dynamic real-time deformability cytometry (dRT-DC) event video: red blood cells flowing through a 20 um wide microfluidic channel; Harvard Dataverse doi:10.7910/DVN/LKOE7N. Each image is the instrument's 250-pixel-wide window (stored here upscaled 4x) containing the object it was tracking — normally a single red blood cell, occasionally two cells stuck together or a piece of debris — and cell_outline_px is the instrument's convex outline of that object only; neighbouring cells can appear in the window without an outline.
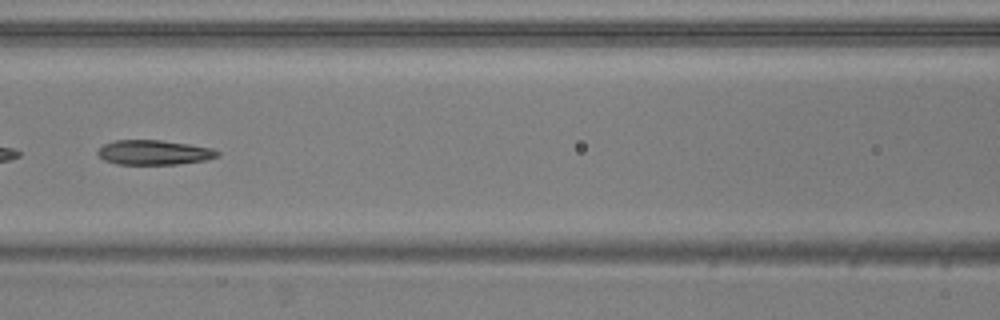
{"species": "common noctule bat (a hibernating species)", "species_latin": "Nyctalus noctula", "temperature_condition": "warm", "stored_images_in_passage": 38, "camera_frame_rate_fps": 3000, "um_per_image_px": 0.085, "animal": {"sex": "male", "body_mass_g": 20.5, "forearm_length_mm": 52.5}, "frame": {"image": 1, "passage_image": 12, "time_ms": 3.667, "image_size_px": [1000, 320], "cell_outline_px": [[220, 156], [204, 160], [176, 164], [116, 164], [104, 160], [96, 152], [104, 144], [116, 140], [160, 140], [188, 144], [212, 148], [220, 152]], "centroid_in_image_um": [13.09, 12.96], "position_along_channel_um": 153.5, "area_um2": 17.11}, "authors_computed_cell_mechanics": {"area_um2": 18.2648, "velocity_mm_per_s": 3.8704, "shape_relaxation_time_tau1_ms": null, "shape_relaxation_time_tau2_ms": 6.3731, "deformation_change_tau1": null, "deformation_change_tau2": 0.1554}}